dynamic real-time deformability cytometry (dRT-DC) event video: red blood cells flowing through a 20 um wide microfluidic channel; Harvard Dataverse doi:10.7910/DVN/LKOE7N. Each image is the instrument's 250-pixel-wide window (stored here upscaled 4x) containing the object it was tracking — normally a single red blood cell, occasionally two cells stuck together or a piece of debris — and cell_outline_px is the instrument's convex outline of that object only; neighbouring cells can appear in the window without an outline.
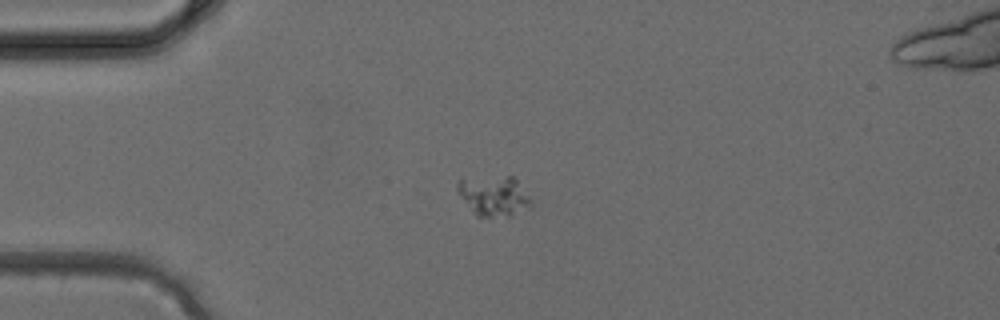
{"species": "common noctule bat (a hibernating species)", "species_latin": "Nyctalus noctula", "temperature_condition": "cold", "stored_images_in_passage": 1, "camera_frame_rate_fps": 3000, "um_per_image_px": 0.085, "animal": {"sex": "female", "body_mass_g": 24.6, "forearm_length_mm": 56.2}, "frame": {"image": 1, "passage_image": 1, "time_ms": 0.0, "image_size_px": [1000, 320], "cell_outline_px": [[532, 204], [508, 216], [476, 216], [472, 212], [456, 192], [456, 184], [460, 180], [508, 176], [512, 176], [516, 180], [528, 196]], "centroid_in_image_um": [41.91, 16.66], "position_along_channel_um": 43.1, "area_um2": 16.59}}